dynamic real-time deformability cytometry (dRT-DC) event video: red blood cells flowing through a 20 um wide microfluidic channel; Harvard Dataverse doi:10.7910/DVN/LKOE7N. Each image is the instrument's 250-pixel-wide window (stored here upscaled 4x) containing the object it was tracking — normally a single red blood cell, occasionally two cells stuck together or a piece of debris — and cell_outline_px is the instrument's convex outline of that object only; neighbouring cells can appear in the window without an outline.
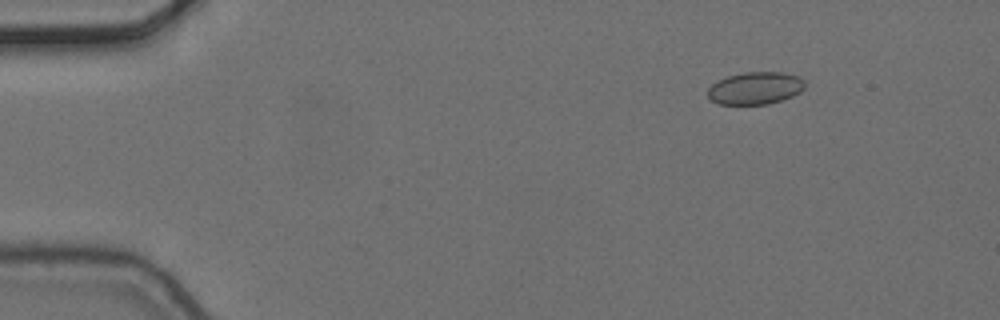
{"species": "common noctule bat (a hibernating species)", "species_latin": "Nyctalus noctula", "temperature_condition": "cold", "stored_images_in_passage": 5, "camera_frame_rate_fps": 3000, "um_per_image_px": 0.085, "animal": {"sex": "female", "body_mass_g": 24.6, "forearm_length_mm": 56.2}, "frame": {"image": 1, "passage_image": 2, "time_ms": 0.333, "image_size_px": [1000, 320], "cell_outline_px": [[804, 88], [800, 92], [792, 96], [768, 104], [720, 104], [712, 100], [708, 96], [708, 88], [716, 80], [728, 76], [744, 72], [784, 72], [800, 76], [804, 80]], "centroid_in_image_um": [64.21, 7.48], "position_along_channel_um": 20.8, "area_um2": 18.38}}
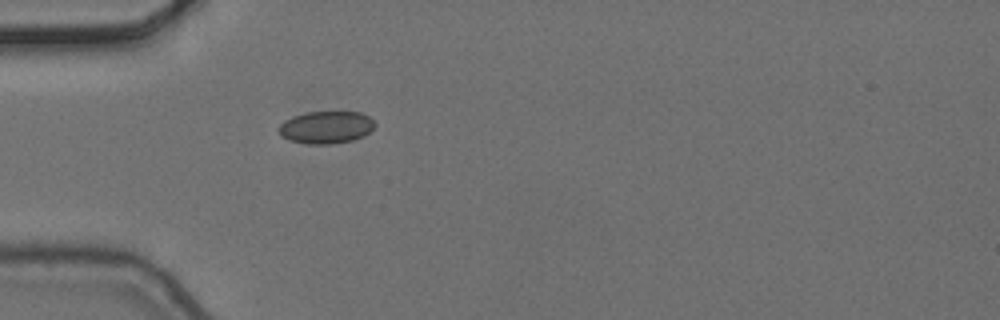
{"frame": {"image": 2, "passage_image": 5, "time_ms": 1.333, "image_size_px": [1000, 320], "cell_outline_px": [[376, 124], [364, 136], [352, 140], [328, 144], [308, 144], [288, 140], [280, 136], [276, 128], [284, 120], [292, 116], [308, 112], [360, 112], [368, 116]], "centroid_in_image_um": [27.66, 10.82], "position_along_channel_um": 57.3, "area_um2": 18.21}}